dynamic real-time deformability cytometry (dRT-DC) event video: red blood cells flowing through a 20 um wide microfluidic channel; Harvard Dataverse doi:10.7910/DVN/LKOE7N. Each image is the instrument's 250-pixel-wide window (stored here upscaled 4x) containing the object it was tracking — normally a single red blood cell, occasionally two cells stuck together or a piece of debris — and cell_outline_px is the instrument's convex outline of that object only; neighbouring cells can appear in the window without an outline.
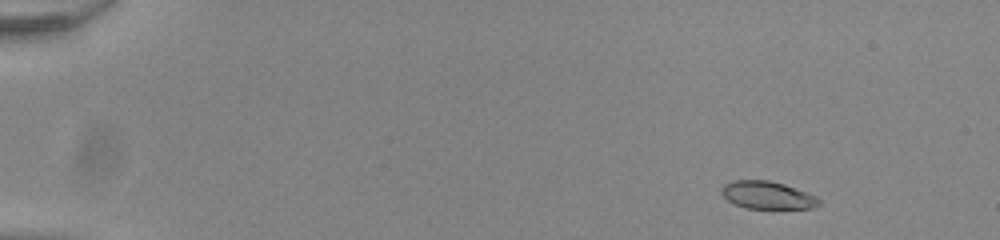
{"species": "common noctule bat (a hibernating species)", "species_latin": "Nyctalus noctula", "temperature_condition": "room temperature", "stored_images_in_passage": 49, "camera_frame_rate_fps": 3000, "um_per_image_px": 0.085, "animal": {"sex": "male", "body_mass_g": 20.0, "forearm_length_mm": 53.3}, "frame": {"image": 1, "passage_image": 2, "time_ms": 0.333, "image_size_px": [1000, 240], "cell_outline_px": [[820, 204], [812, 208], [744, 208], [728, 200], [720, 192], [720, 188], [724, 184], [732, 180], [768, 180], [784, 184], [796, 188], [816, 196], [820, 200]], "centroid_in_image_um": [65.21, 16.58], "position_along_channel_um": 19.8, "area_um2": 15.66}}
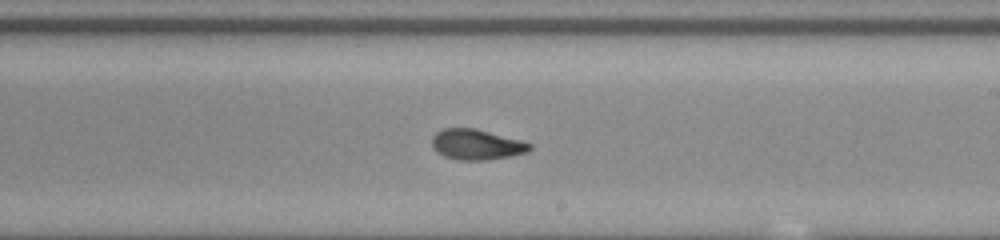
{"frame": {"image": 2, "passage_image": 29, "time_ms": 9.333, "image_size_px": [1000, 240], "cell_outline_px": [[532, 148], [528, 152], [512, 156], [488, 160], [460, 160], [444, 156], [436, 152], [432, 148], [432, 136], [436, 132], [444, 128], [476, 128], [520, 140], [532, 144]], "centroid_in_image_um": [40.5, 12.29], "position_along_channel_um": 248.5, "area_um2": 17.51}}
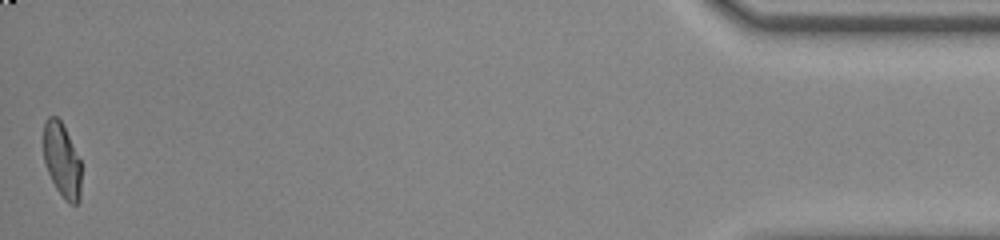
{"frame": {"image": 3, "passage_image": 49, "time_ms": 16.0, "image_size_px": [1000, 240], "cell_outline_px": [[80, 200], [76, 204], [68, 204], [64, 200], [56, 188], [48, 172], [44, 160], [44, 120], [48, 116], [56, 116], [60, 120], [80, 160]], "centroid_in_image_um": [5.25, 13.64], "position_along_channel_um": 429.9, "area_um2": 16.13}, "authors_computed_cell_mechanics": {"area_um2": 17.2822, "velocity_mm_per_s": 3.9505, "shape_relaxation_time_tau1_ms": 6.3128, "shape_relaxation_time_tau2_ms": 1.7694, "deformation_change_tau1": 0.1989, "deformation_change_tau2": 0.0732}}